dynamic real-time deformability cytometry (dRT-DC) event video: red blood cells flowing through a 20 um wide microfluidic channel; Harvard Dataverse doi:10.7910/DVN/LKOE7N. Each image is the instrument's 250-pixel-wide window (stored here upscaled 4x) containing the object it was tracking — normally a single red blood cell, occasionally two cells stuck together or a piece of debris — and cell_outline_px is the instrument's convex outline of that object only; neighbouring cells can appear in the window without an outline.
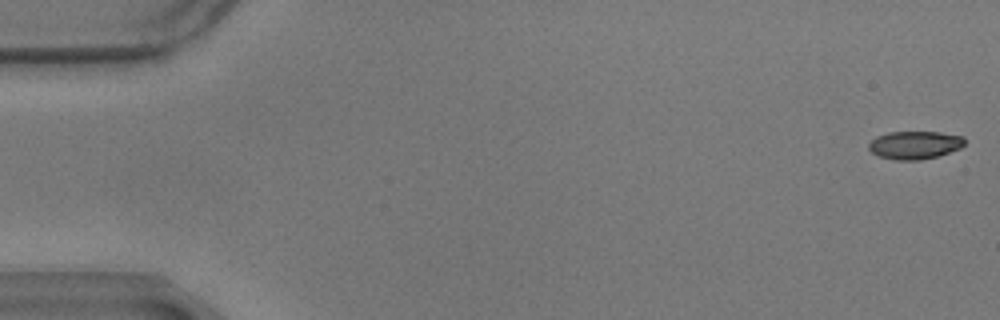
{"species": "common noctule bat (a hibernating species)", "species_latin": "Nyctalus noctula", "temperature_condition": "warm", "stored_images_in_passage": 58, "camera_frame_rate_fps": 3000, "um_per_image_px": 0.085, "animal": {"sex": "male", "body_mass_g": 17.9}, "frame": {"image": 1, "passage_image": 1, "time_ms": 0.0, "image_size_px": [1000, 320], "cell_outline_px": [[964, 144], [960, 148], [936, 156], [920, 160], [896, 160], [880, 156], [872, 152], [868, 148], [868, 144], [876, 136], [888, 132], [940, 132], [964, 136]], "centroid_in_image_um": [77.74, 12.31], "position_along_channel_um": 7.3, "area_um2": 15.55}}
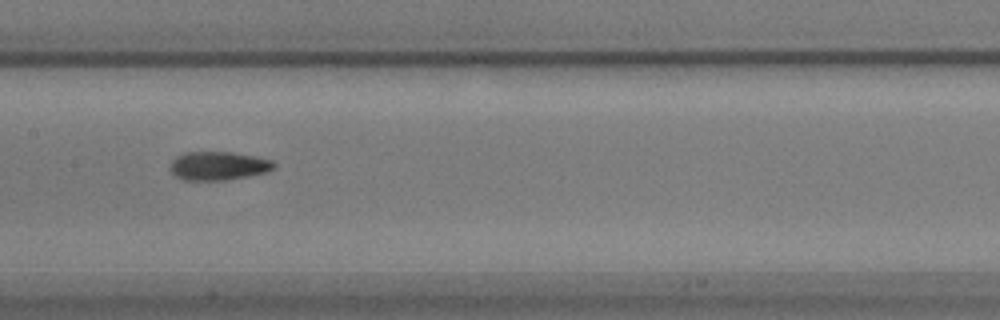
{"frame": {"image": 2, "passage_image": 29, "time_ms": 9.333, "image_size_px": [1000, 320], "cell_outline_px": [[276, 168], [268, 172], [228, 180], [184, 180], [176, 176], [168, 168], [172, 160], [176, 156], [184, 152], [232, 152], [256, 156], [272, 160], [276, 164]], "centroid_in_image_um": [18.58, 14.09], "position_along_channel_um": 188.8, "area_um2": 17.57}}
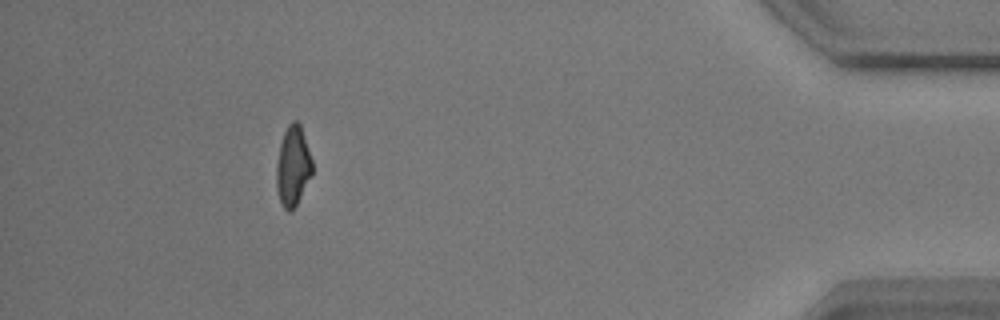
{"frame": {"image": 3, "passage_image": 53, "time_ms": 17.333, "image_size_px": [1000, 320], "cell_outline_px": [[312, 176], [292, 212], [288, 212], [284, 208], [280, 200], [276, 188], [276, 164], [280, 144], [284, 132], [288, 124], [292, 120], [296, 120], [300, 124], [312, 160]], "centroid_in_image_um": [24.89, 14.13], "position_along_channel_um": 410.3, "area_um2": 16.76}, "authors_computed_cell_mechanics": {"area_um2": 16.9354, "velocity_mm_per_s": 3.4684, "shape_relaxation_time_tau1_ms": 6.1322, "shape_relaxation_time_tau2_ms": 2.8256, "deformation_change_tau1": 0.1867, "deformation_change_tau2": 0.0953}}